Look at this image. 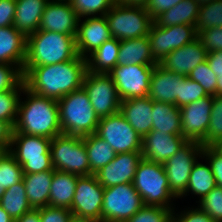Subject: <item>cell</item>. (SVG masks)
I'll use <instances>...</instances> for the list:
<instances>
[{"mask_svg": "<svg viewBox=\"0 0 222 222\" xmlns=\"http://www.w3.org/2000/svg\"><path fill=\"white\" fill-rule=\"evenodd\" d=\"M79 17L70 1L49 0L39 30L63 33L76 38Z\"/></svg>", "mask_w": 222, "mask_h": 222, "instance_id": "obj_17", "label": "cell"}, {"mask_svg": "<svg viewBox=\"0 0 222 222\" xmlns=\"http://www.w3.org/2000/svg\"><path fill=\"white\" fill-rule=\"evenodd\" d=\"M14 128L6 121L0 119V145H4L8 150L11 144Z\"/></svg>", "mask_w": 222, "mask_h": 222, "instance_id": "obj_52", "label": "cell"}, {"mask_svg": "<svg viewBox=\"0 0 222 222\" xmlns=\"http://www.w3.org/2000/svg\"><path fill=\"white\" fill-rule=\"evenodd\" d=\"M23 78V72L18 66L0 63V92L24 88Z\"/></svg>", "mask_w": 222, "mask_h": 222, "instance_id": "obj_43", "label": "cell"}, {"mask_svg": "<svg viewBox=\"0 0 222 222\" xmlns=\"http://www.w3.org/2000/svg\"><path fill=\"white\" fill-rule=\"evenodd\" d=\"M8 149L4 145H0V159L5 155Z\"/></svg>", "mask_w": 222, "mask_h": 222, "instance_id": "obj_58", "label": "cell"}, {"mask_svg": "<svg viewBox=\"0 0 222 222\" xmlns=\"http://www.w3.org/2000/svg\"><path fill=\"white\" fill-rule=\"evenodd\" d=\"M22 93L23 98L20 97L19 100L18 117L13 133L50 139L62 134L57 100L40 96L26 87L23 88Z\"/></svg>", "mask_w": 222, "mask_h": 222, "instance_id": "obj_2", "label": "cell"}, {"mask_svg": "<svg viewBox=\"0 0 222 222\" xmlns=\"http://www.w3.org/2000/svg\"><path fill=\"white\" fill-rule=\"evenodd\" d=\"M206 60L211 70L218 76L222 73V51H212L207 53Z\"/></svg>", "mask_w": 222, "mask_h": 222, "instance_id": "obj_51", "label": "cell"}, {"mask_svg": "<svg viewBox=\"0 0 222 222\" xmlns=\"http://www.w3.org/2000/svg\"><path fill=\"white\" fill-rule=\"evenodd\" d=\"M143 205V201L133 183L118 184L105 188L102 222H125Z\"/></svg>", "mask_w": 222, "mask_h": 222, "instance_id": "obj_9", "label": "cell"}, {"mask_svg": "<svg viewBox=\"0 0 222 222\" xmlns=\"http://www.w3.org/2000/svg\"><path fill=\"white\" fill-rule=\"evenodd\" d=\"M180 1L182 0H149L145 8L154 19L157 15L177 5Z\"/></svg>", "mask_w": 222, "mask_h": 222, "instance_id": "obj_50", "label": "cell"}, {"mask_svg": "<svg viewBox=\"0 0 222 222\" xmlns=\"http://www.w3.org/2000/svg\"><path fill=\"white\" fill-rule=\"evenodd\" d=\"M78 175L53 170L49 206L71 209Z\"/></svg>", "mask_w": 222, "mask_h": 222, "instance_id": "obj_27", "label": "cell"}, {"mask_svg": "<svg viewBox=\"0 0 222 222\" xmlns=\"http://www.w3.org/2000/svg\"><path fill=\"white\" fill-rule=\"evenodd\" d=\"M68 222H97L89 218H80L76 216H71V218L68 220Z\"/></svg>", "mask_w": 222, "mask_h": 222, "instance_id": "obj_56", "label": "cell"}, {"mask_svg": "<svg viewBox=\"0 0 222 222\" xmlns=\"http://www.w3.org/2000/svg\"><path fill=\"white\" fill-rule=\"evenodd\" d=\"M203 145L196 141H187L177 153L171 156L164 164L171 193L181 199L194 163L202 156Z\"/></svg>", "mask_w": 222, "mask_h": 222, "instance_id": "obj_11", "label": "cell"}, {"mask_svg": "<svg viewBox=\"0 0 222 222\" xmlns=\"http://www.w3.org/2000/svg\"><path fill=\"white\" fill-rule=\"evenodd\" d=\"M77 55L74 36L38 30L27 37L24 66L54 65Z\"/></svg>", "mask_w": 222, "mask_h": 222, "instance_id": "obj_3", "label": "cell"}, {"mask_svg": "<svg viewBox=\"0 0 222 222\" xmlns=\"http://www.w3.org/2000/svg\"><path fill=\"white\" fill-rule=\"evenodd\" d=\"M222 139V96H213L210 123L206 134V146H214Z\"/></svg>", "mask_w": 222, "mask_h": 222, "instance_id": "obj_39", "label": "cell"}, {"mask_svg": "<svg viewBox=\"0 0 222 222\" xmlns=\"http://www.w3.org/2000/svg\"><path fill=\"white\" fill-rule=\"evenodd\" d=\"M27 37L14 26L0 27V63L24 67Z\"/></svg>", "mask_w": 222, "mask_h": 222, "instance_id": "obj_24", "label": "cell"}, {"mask_svg": "<svg viewBox=\"0 0 222 222\" xmlns=\"http://www.w3.org/2000/svg\"><path fill=\"white\" fill-rule=\"evenodd\" d=\"M112 38L104 16L84 17L78 20L76 49L78 55L87 58L105 41Z\"/></svg>", "mask_w": 222, "mask_h": 222, "instance_id": "obj_18", "label": "cell"}, {"mask_svg": "<svg viewBox=\"0 0 222 222\" xmlns=\"http://www.w3.org/2000/svg\"><path fill=\"white\" fill-rule=\"evenodd\" d=\"M194 1L197 2L199 5H203L214 0H194Z\"/></svg>", "mask_w": 222, "mask_h": 222, "instance_id": "obj_59", "label": "cell"}, {"mask_svg": "<svg viewBox=\"0 0 222 222\" xmlns=\"http://www.w3.org/2000/svg\"><path fill=\"white\" fill-rule=\"evenodd\" d=\"M155 65H117L108 74L112 77L120 100L146 97Z\"/></svg>", "mask_w": 222, "mask_h": 222, "instance_id": "obj_13", "label": "cell"}, {"mask_svg": "<svg viewBox=\"0 0 222 222\" xmlns=\"http://www.w3.org/2000/svg\"><path fill=\"white\" fill-rule=\"evenodd\" d=\"M82 138L87 150L90 175L98 172L115 158L116 153L113 148L95 133L82 136Z\"/></svg>", "mask_w": 222, "mask_h": 222, "instance_id": "obj_33", "label": "cell"}, {"mask_svg": "<svg viewBox=\"0 0 222 222\" xmlns=\"http://www.w3.org/2000/svg\"><path fill=\"white\" fill-rule=\"evenodd\" d=\"M213 96L191 102L180 108L182 136L187 141H196L206 146Z\"/></svg>", "mask_w": 222, "mask_h": 222, "instance_id": "obj_16", "label": "cell"}, {"mask_svg": "<svg viewBox=\"0 0 222 222\" xmlns=\"http://www.w3.org/2000/svg\"><path fill=\"white\" fill-rule=\"evenodd\" d=\"M217 95L222 96V73L217 76Z\"/></svg>", "mask_w": 222, "mask_h": 222, "instance_id": "obj_57", "label": "cell"}, {"mask_svg": "<svg viewBox=\"0 0 222 222\" xmlns=\"http://www.w3.org/2000/svg\"><path fill=\"white\" fill-rule=\"evenodd\" d=\"M197 38L200 40L207 53L222 51V27H212L206 30H198Z\"/></svg>", "mask_w": 222, "mask_h": 222, "instance_id": "obj_45", "label": "cell"}, {"mask_svg": "<svg viewBox=\"0 0 222 222\" xmlns=\"http://www.w3.org/2000/svg\"><path fill=\"white\" fill-rule=\"evenodd\" d=\"M49 0H16L14 28L26 37L37 32Z\"/></svg>", "mask_w": 222, "mask_h": 222, "instance_id": "obj_25", "label": "cell"}, {"mask_svg": "<svg viewBox=\"0 0 222 222\" xmlns=\"http://www.w3.org/2000/svg\"><path fill=\"white\" fill-rule=\"evenodd\" d=\"M104 190L95 174L79 176L70 209L72 215L102 222Z\"/></svg>", "mask_w": 222, "mask_h": 222, "instance_id": "obj_14", "label": "cell"}, {"mask_svg": "<svg viewBox=\"0 0 222 222\" xmlns=\"http://www.w3.org/2000/svg\"><path fill=\"white\" fill-rule=\"evenodd\" d=\"M222 27V0H214L200 5L196 30H206L212 27Z\"/></svg>", "mask_w": 222, "mask_h": 222, "instance_id": "obj_35", "label": "cell"}, {"mask_svg": "<svg viewBox=\"0 0 222 222\" xmlns=\"http://www.w3.org/2000/svg\"><path fill=\"white\" fill-rule=\"evenodd\" d=\"M62 134L85 136L96 133L100 118L82 87L57 100Z\"/></svg>", "mask_w": 222, "mask_h": 222, "instance_id": "obj_4", "label": "cell"}, {"mask_svg": "<svg viewBox=\"0 0 222 222\" xmlns=\"http://www.w3.org/2000/svg\"><path fill=\"white\" fill-rule=\"evenodd\" d=\"M200 5L194 0H182L167 11L157 15L153 23L158 27L196 24Z\"/></svg>", "mask_w": 222, "mask_h": 222, "instance_id": "obj_28", "label": "cell"}, {"mask_svg": "<svg viewBox=\"0 0 222 222\" xmlns=\"http://www.w3.org/2000/svg\"><path fill=\"white\" fill-rule=\"evenodd\" d=\"M0 205L14 220L33 209L27 199L23 180L5 190Z\"/></svg>", "mask_w": 222, "mask_h": 222, "instance_id": "obj_34", "label": "cell"}, {"mask_svg": "<svg viewBox=\"0 0 222 222\" xmlns=\"http://www.w3.org/2000/svg\"><path fill=\"white\" fill-rule=\"evenodd\" d=\"M79 19L104 16L116 3L115 0H70Z\"/></svg>", "mask_w": 222, "mask_h": 222, "instance_id": "obj_38", "label": "cell"}, {"mask_svg": "<svg viewBox=\"0 0 222 222\" xmlns=\"http://www.w3.org/2000/svg\"><path fill=\"white\" fill-rule=\"evenodd\" d=\"M198 202V203H197ZM215 222H222V188L214 187L204 198L196 201Z\"/></svg>", "mask_w": 222, "mask_h": 222, "instance_id": "obj_42", "label": "cell"}, {"mask_svg": "<svg viewBox=\"0 0 222 222\" xmlns=\"http://www.w3.org/2000/svg\"><path fill=\"white\" fill-rule=\"evenodd\" d=\"M38 209L41 222H68L72 216L71 210L67 208L45 206Z\"/></svg>", "mask_w": 222, "mask_h": 222, "instance_id": "obj_48", "label": "cell"}, {"mask_svg": "<svg viewBox=\"0 0 222 222\" xmlns=\"http://www.w3.org/2000/svg\"><path fill=\"white\" fill-rule=\"evenodd\" d=\"M141 160V152L116 154L115 158L109 164L95 173V176L104 188L118 184L133 183L137 165Z\"/></svg>", "mask_w": 222, "mask_h": 222, "instance_id": "obj_19", "label": "cell"}, {"mask_svg": "<svg viewBox=\"0 0 222 222\" xmlns=\"http://www.w3.org/2000/svg\"><path fill=\"white\" fill-rule=\"evenodd\" d=\"M187 77L198 82L208 95H217V75L211 70L207 60L197 65Z\"/></svg>", "mask_w": 222, "mask_h": 222, "instance_id": "obj_40", "label": "cell"}, {"mask_svg": "<svg viewBox=\"0 0 222 222\" xmlns=\"http://www.w3.org/2000/svg\"><path fill=\"white\" fill-rule=\"evenodd\" d=\"M200 159L202 160L200 162ZM205 161V163H203ZM214 187H216V182L214 175L211 171L210 164L207 162L203 156L199 157L194 163L189 181L186 187V192L182 196L186 197L189 193L191 195H196L199 201L204 198Z\"/></svg>", "mask_w": 222, "mask_h": 222, "instance_id": "obj_31", "label": "cell"}, {"mask_svg": "<svg viewBox=\"0 0 222 222\" xmlns=\"http://www.w3.org/2000/svg\"><path fill=\"white\" fill-rule=\"evenodd\" d=\"M147 36L152 55L159 63L175 49H179L197 39L198 32L194 25L158 27L152 23Z\"/></svg>", "mask_w": 222, "mask_h": 222, "instance_id": "obj_15", "label": "cell"}, {"mask_svg": "<svg viewBox=\"0 0 222 222\" xmlns=\"http://www.w3.org/2000/svg\"><path fill=\"white\" fill-rule=\"evenodd\" d=\"M53 171L23 174L26 196L34 209L49 206L50 186Z\"/></svg>", "mask_w": 222, "mask_h": 222, "instance_id": "obj_29", "label": "cell"}, {"mask_svg": "<svg viewBox=\"0 0 222 222\" xmlns=\"http://www.w3.org/2000/svg\"><path fill=\"white\" fill-rule=\"evenodd\" d=\"M23 178V169L15 157L7 151L0 159V186L5 190L19 183Z\"/></svg>", "mask_w": 222, "mask_h": 222, "instance_id": "obj_36", "label": "cell"}, {"mask_svg": "<svg viewBox=\"0 0 222 222\" xmlns=\"http://www.w3.org/2000/svg\"><path fill=\"white\" fill-rule=\"evenodd\" d=\"M133 185L145 206L175 208L173 201L177 198L170 191L163 164L142 159L137 165Z\"/></svg>", "mask_w": 222, "mask_h": 222, "instance_id": "obj_5", "label": "cell"}, {"mask_svg": "<svg viewBox=\"0 0 222 222\" xmlns=\"http://www.w3.org/2000/svg\"><path fill=\"white\" fill-rule=\"evenodd\" d=\"M86 71L87 60L80 55L54 65L24 66L22 69L28 90L55 100L82 88Z\"/></svg>", "mask_w": 222, "mask_h": 222, "instance_id": "obj_1", "label": "cell"}, {"mask_svg": "<svg viewBox=\"0 0 222 222\" xmlns=\"http://www.w3.org/2000/svg\"><path fill=\"white\" fill-rule=\"evenodd\" d=\"M120 41L111 38L105 41L99 48L87 58V70L92 73L108 74L117 66Z\"/></svg>", "mask_w": 222, "mask_h": 222, "instance_id": "obj_32", "label": "cell"}, {"mask_svg": "<svg viewBox=\"0 0 222 222\" xmlns=\"http://www.w3.org/2000/svg\"><path fill=\"white\" fill-rule=\"evenodd\" d=\"M95 134L106 141L116 154L142 150V138L120 111L100 118Z\"/></svg>", "mask_w": 222, "mask_h": 222, "instance_id": "obj_10", "label": "cell"}, {"mask_svg": "<svg viewBox=\"0 0 222 222\" xmlns=\"http://www.w3.org/2000/svg\"><path fill=\"white\" fill-rule=\"evenodd\" d=\"M156 65L148 36L120 41L117 65Z\"/></svg>", "mask_w": 222, "mask_h": 222, "instance_id": "obj_26", "label": "cell"}, {"mask_svg": "<svg viewBox=\"0 0 222 222\" xmlns=\"http://www.w3.org/2000/svg\"><path fill=\"white\" fill-rule=\"evenodd\" d=\"M207 51L197 38L169 53L159 64L170 72L188 76L194 68L206 61Z\"/></svg>", "mask_w": 222, "mask_h": 222, "instance_id": "obj_22", "label": "cell"}, {"mask_svg": "<svg viewBox=\"0 0 222 222\" xmlns=\"http://www.w3.org/2000/svg\"><path fill=\"white\" fill-rule=\"evenodd\" d=\"M52 139L23 133H12L9 152L21 165L23 174L53 171L50 145Z\"/></svg>", "mask_w": 222, "mask_h": 222, "instance_id": "obj_6", "label": "cell"}, {"mask_svg": "<svg viewBox=\"0 0 222 222\" xmlns=\"http://www.w3.org/2000/svg\"><path fill=\"white\" fill-rule=\"evenodd\" d=\"M117 3L134 5V6H143L145 7L149 0H115Z\"/></svg>", "mask_w": 222, "mask_h": 222, "instance_id": "obj_54", "label": "cell"}, {"mask_svg": "<svg viewBox=\"0 0 222 222\" xmlns=\"http://www.w3.org/2000/svg\"><path fill=\"white\" fill-rule=\"evenodd\" d=\"M202 156L210 164L215 179L222 178V151L215 146H203Z\"/></svg>", "mask_w": 222, "mask_h": 222, "instance_id": "obj_47", "label": "cell"}, {"mask_svg": "<svg viewBox=\"0 0 222 222\" xmlns=\"http://www.w3.org/2000/svg\"><path fill=\"white\" fill-rule=\"evenodd\" d=\"M16 0H0V27L13 26Z\"/></svg>", "mask_w": 222, "mask_h": 222, "instance_id": "obj_49", "label": "cell"}, {"mask_svg": "<svg viewBox=\"0 0 222 222\" xmlns=\"http://www.w3.org/2000/svg\"><path fill=\"white\" fill-rule=\"evenodd\" d=\"M82 87L88 93L92 107L99 118L120 111L121 100L109 74L92 73L87 70Z\"/></svg>", "mask_w": 222, "mask_h": 222, "instance_id": "obj_12", "label": "cell"}, {"mask_svg": "<svg viewBox=\"0 0 222 222\" xmlns=\"http://www.w3.org/2000/svg\"><path fill=\"white\" fill-rule=\"evenodd\" d=\"M153 101L148 97L122 100L120 112L141 138L152 131Z\"/></svg>", "mask_w": 222, "mask_h": 222, "instance_id": "obj_23", "label": "cell"}, {"mask_svg": "<svg viewBox=\"0 0 222 222\" xmlns=\"http://www.w3.org/2000/svg\"><path fill=\"white\" fill-rule=\"evenodd\" d=\"M23 88L0 92V119L8 122L13 128L18 117V104Z\"/></svg>", "mask_w": 222, "mask_h": 222, "instance_id": "obj_37", "label": "cell"}, {"mask_svg": "<svg viewBox=\"0 0 222 222\" xmlns=\"http://www.w3.org/2000/svg\"><path fill=\"white\" fill-rule=\"evenodd\" d=\"M187 76L170 72L159 63L154 66L148 97L152 101L175 104L180 108L181 83Z\"/></svg>", "mask_w": 222, "mask_h": 222, "instance_id": "obj_21", "label": "cell"}, {"mask_svg": "<svg viewBox=\"0 0 222 222\" xmlns=\"http://www.w3.org/2000/svg\"><path fill=\"white\" fill-rule=\"evenodd\" d=\"M50 152L54 170L78 176L90 175L87 150L82 136L57 135L51 141Z\"/></svg>", "mask_w": 222, "mask_h": 222, "instance_id": "obj_8", "label": "cell"}, {"mask_svg": "<svg viewBox=\"0 0 222 222\" xmlns=\"http://www.w3.org/2000/svg\"><path fill=\"white\" fill-rule=\"evenodd\" d=\"M0 222H14V219L0 205Z\"/></svg>", "mask_w": 222, "mask_h": 222, "instance_id": "obj_55", "label": "cell"}, {"mask_svg": "<svg viewBox=\"0 0 222 222\" xmlns=\"http://www.w3.org/2000/svg\"><path fill=\"white\" fill-rule=\"evenodd\" d=\"M188 208L178 213H176V209L174 208L171 213V222H215L199 206Z\"/></svg>", "mask_w": 222, "mask_h": 222, "instance_id": "obj_46", "label": "cell"}, {"mask_svg": "<svg viewBox=\"0 0 222 222\" xmlns=\"http://www.w3.org/2000/svg\"><path fill=\"white\" fill-rule=\"evenodd\" d=\"M152 131L182 135L180 108L175 104L153 101Z\"/></svg>", "mask_w": 222, "mask_h": 222, "instance_id": "obj_30", "label": "cell"}, {"mask_svg": "<svg viewBox=\"0 0 222 222\" xmlns=\"http://www.w3.org/2000/svg\"><path fill=\"white\" fill-rule=\"evenodd\" d=\"M4 192H5V189L1 188V186H0V201H1V198H2V196L4 194Z\"/></svg>", "mask_w": 222, "mask_h": 222, "instance_id": "obj_62", "label": "cell"}, {"mask_svg": "<svg viewBox=\"0 0 222 222\" xmlns=\"http://www.w3.org/2000/svg\"><path fill=\"white\" fill-rule=\"evenodd\" d=\"M172 210L165 207L143 205L125 222H171Z\"/></svg>", "mask_w": 222, "mask_h": 222, "instance_id": "obj_41", "label": "cell"}, {"mask_svg": "<svg viewBox=\"0 0 222 222\" xmlns=\"http://www.w3.org/2000/svg\"><path fill=\"white\" fill-rule=\"evenodd\" d=\"M207 96L209 95L198 82L192 81L186 77L181 83L180 108Z\"/></svg>", "mask_w": 222, "mask_h": 222, "instance_id": "obj_44", "label": "cell"}, {"mask_svg": "<svg viewBox=\"0 0 222 222\" xmlns=\"http://www.w3.org/2000/svg\"><path fill=\"white\" fill-rule=\"evenodd\" d=\"M105 17L112 37L119 41L147 36L153 23L145 7L117 2Z\"/></svg>", "mask_w": 222, "mask_h": 222, "instance_id": "obj_7", "label": "cell"}, {"mask_svg": "<svg viewBox=\"0 0 222 222\" xmlns=\"http://www.w3.org/2000/svg\"><path fill=\"white\" fill-rule=\"evenodd\" d=\"M214 146H215L217 149H219L220 151H222V139L219 140Z\"/></svg>", "mask_w": 222, "mask_h": 222, "instance_id": "obj_60", "label": "cell"}, {"mask_svg": "<svg viewBox=\"0 0 222 222\" xmlns=\"http://www.w3.org/2000/svg\"><path fill=\"white\" fill-rule=\"evenodd\" d=\"M14 222H41L40 210L33 208L31 211L24 213L20 218L14 220Z\"/></svg>", "mask_w": 222, "mask_h": 222, "instance_id": "obj_53", "label": "cell"}, {"mask_svg": "<svg viewBox=\"0 0 222 222\" xmlns=\"http://www.w3.org/2000/svg\"><path fill=\"white\" fill-rule=\"evenodd\" d=\"M216 186H219L222 188V178L221 179H215Z\"/></svg>", "mask_w": 222, "mask_h": 222, "instance_id": "obj_61", "label": "cell"}, {"mask_svg": "<svg viewBox=\"0 0 222 222\" xmlns=\"http://www.w3.org/2000/svg\"><path fill=\"white\" fill-rule=\"evenodd\" d=\"M186 142L182 135L151 131L142 138V159L164 164Z\"/></svg>", "mask_w": 222, "mask_h": 222, "instance_id": "obj_20", "label": "cell"}]
</instances>
